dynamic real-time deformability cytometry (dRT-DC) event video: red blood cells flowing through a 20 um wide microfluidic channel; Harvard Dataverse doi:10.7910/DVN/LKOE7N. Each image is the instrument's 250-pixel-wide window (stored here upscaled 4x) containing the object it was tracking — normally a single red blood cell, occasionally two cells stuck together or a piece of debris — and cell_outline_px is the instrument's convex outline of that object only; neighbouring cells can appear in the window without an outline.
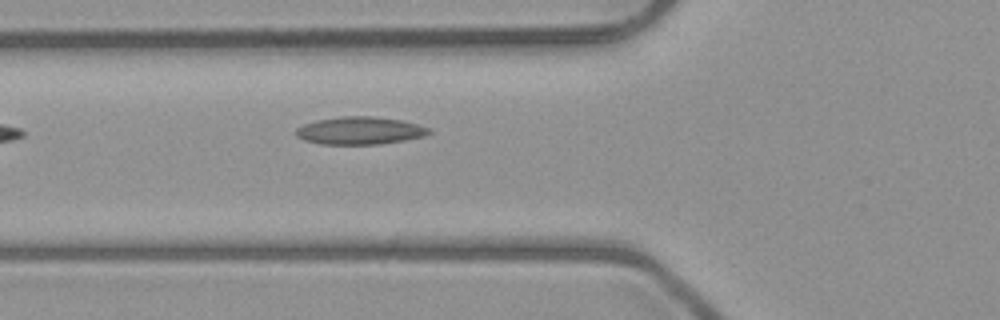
{"species": "common noctule bat (a hibernating species)", "species_latin": "Nyctalus noctula", "temperature_condition": "room temperature", "stored_images_in_passage": 5, "camera_frame_rate_fps": 3000, "um_per_image_px": 0.085, "animal": {"sex": "male", "body_mass_g": 23.1, "forearm_length_mm": 52.7}, "frame": {"image": 1, "passage_image": 5, "time_ms": 5.333, "image_size_px": [1000, 320], "cell_outline_px": [[432, 132], [424, 136], [404, 140], [376, 144], [320, 144], [304, 140], [296, 136], [296, 128], [304, 124], [316, 120], [344, 116], [376, 116], [400, 120], [416, 124], [428, 128]], "centroid_in_image_um": [30.56, 11.1], "position_along_channel_um": 95.2, "area_um2": 21.27}}